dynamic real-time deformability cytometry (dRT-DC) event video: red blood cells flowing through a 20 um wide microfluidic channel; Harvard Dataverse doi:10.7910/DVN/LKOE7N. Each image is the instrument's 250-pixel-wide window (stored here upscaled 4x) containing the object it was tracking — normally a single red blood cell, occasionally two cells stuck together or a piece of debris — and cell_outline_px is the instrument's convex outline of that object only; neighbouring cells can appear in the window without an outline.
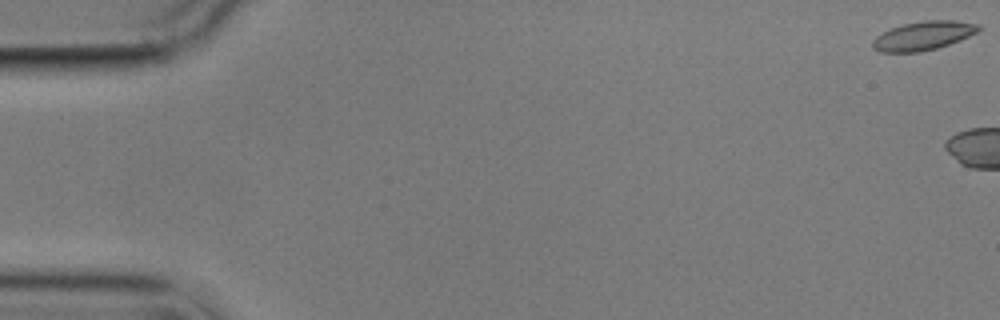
{"species": "common noctule bat (a hibernating species)", "species_latin": "Nyctalus noctula", "temperature_condition": "cold", "stored_images_in_passage": 6, "camera_frame_rate_fps": 3000, "um_per_image_px": 0.085, "animal": {"sex": "male", "body_mass_g": 17.9}, "frame": {"image": 1, "passage_image": 1, "time_ms": 0.0, "image_size_px": [1000, 320], "cell_outline_px": [[984, 28], [960, 40], [936, 48], [920, 52], [880, 52], [872, 48], [872, 40], [876, 36], [892, 28], [904, 24], [924, 20], [956, 20], [980, 24]], "centroid_in_image_um": [78.5, 3.03], "position_along_channel_um": 6.5, "area_um2": 17.8}}